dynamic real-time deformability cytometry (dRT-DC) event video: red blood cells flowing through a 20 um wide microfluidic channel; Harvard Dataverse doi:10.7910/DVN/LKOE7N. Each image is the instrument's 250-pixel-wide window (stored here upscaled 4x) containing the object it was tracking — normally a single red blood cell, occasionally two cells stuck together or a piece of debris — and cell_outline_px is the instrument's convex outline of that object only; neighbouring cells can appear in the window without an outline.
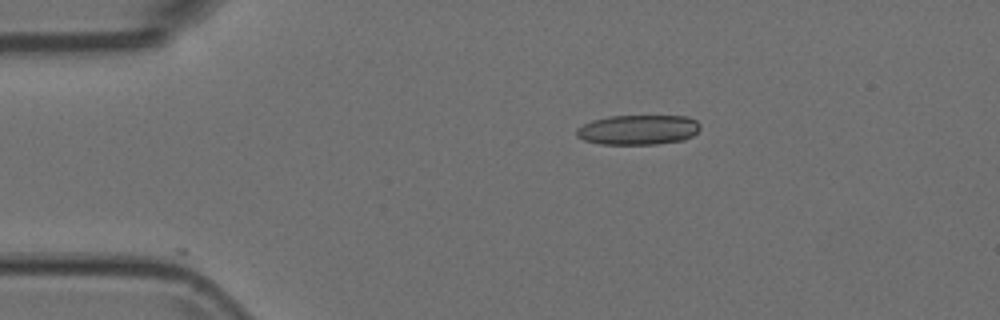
{"species": "Egyptian fruit bat (a non-hibernating species)", "species_latin": "Rousettus aegyptiacus", "temperature_condition": "room temperature", "stored_images_in_passage": 8, "camera_frame_rate_fps": 3000, "um_per_image_px": 0.085, "animal": {"sex": "female"}, "frame": {"image": 1, "passage_image": 1, "time_ms": 0.0, "image_size_px": [1000, 320], "cell_outline_px": [[700, 128], [692, 136], [684, 140], [656, 144], [600, 144], [584, 140], [576, 136], [576, 128], [592, 120], [608, 116], [688, 116], [696, 120], [700, 124]], "centroid_in_image_um": [54.24, 11.03], "position_along_channel_um": 30.8, "area_um2": 21.62}}